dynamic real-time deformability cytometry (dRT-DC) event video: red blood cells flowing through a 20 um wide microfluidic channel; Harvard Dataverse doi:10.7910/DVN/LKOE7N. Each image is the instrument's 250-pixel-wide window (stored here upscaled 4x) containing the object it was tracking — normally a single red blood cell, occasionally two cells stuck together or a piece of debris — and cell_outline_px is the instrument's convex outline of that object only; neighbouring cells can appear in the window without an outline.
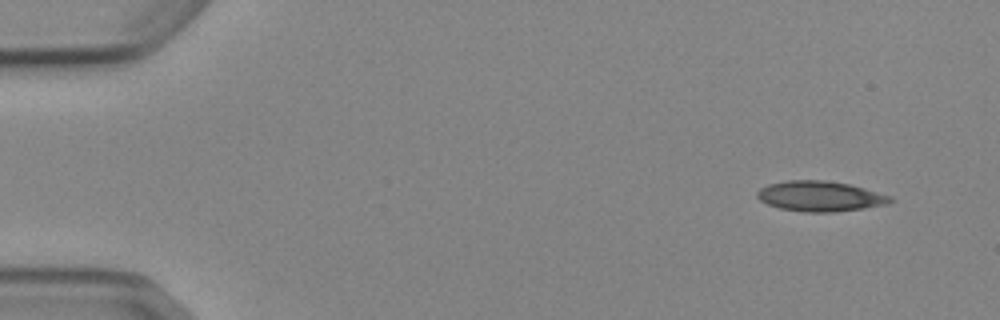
{"species": "Egyptian fruit bat (a non-hibernating species)", "species_latin": "Rousettus aegyptiacus", "temperature_condition": "cold", "stored_images_in_passage": 4, "camera_frame_rate_fps": 3000, "um_per_image_px": 0.085, "animal": {"sex": "female"}, "frame": {"image": 1, "passage_image": 1, "time_ms": 0.0, "image_size_px": [1000, 320], "cell_outline_px": [[896, 200], [888, 204], [864, 208], [832, 212], [804, 212], [780, 208], [768, 204], [760, 200], [756, 196], [756, 192], [760, 188], [768, 184], [788, 180], [828, 180], [848, 184], [864, 188], [892, 196]], "centroid_in_image_um": [69.72, 16.67], "position_along_channel_um": 15.3, "area_um2": 23.58}}
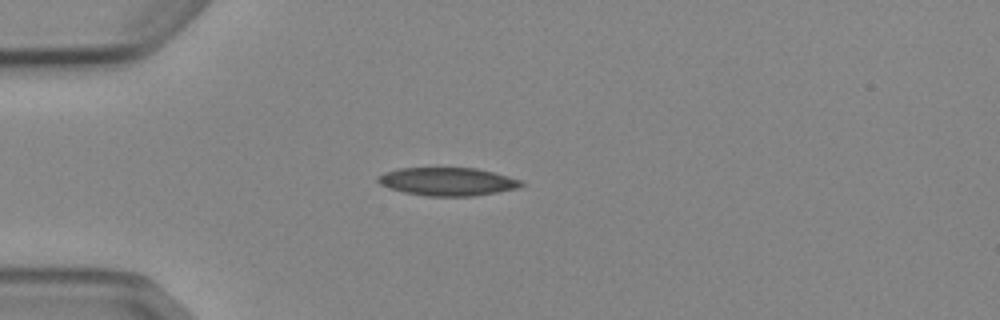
{"frame": {"image": 2, "passage_image": 4, "time_ms": 3.333, "image_size_px": [1000, 320], "cell_outline_px": [[524, 184], [516, 188], [496, 192], [472, 196], [424, 196], [404, 192], [388, 188], [380, 184], [376, 180], [376, 176], [384, 172], [400, 168], [476, 168], [492, 172], [520, 180]], "centroid_in_image_um": [37.96, 15.43], "position_along_channel_um": 47.0, "area_um2": 23.35}}